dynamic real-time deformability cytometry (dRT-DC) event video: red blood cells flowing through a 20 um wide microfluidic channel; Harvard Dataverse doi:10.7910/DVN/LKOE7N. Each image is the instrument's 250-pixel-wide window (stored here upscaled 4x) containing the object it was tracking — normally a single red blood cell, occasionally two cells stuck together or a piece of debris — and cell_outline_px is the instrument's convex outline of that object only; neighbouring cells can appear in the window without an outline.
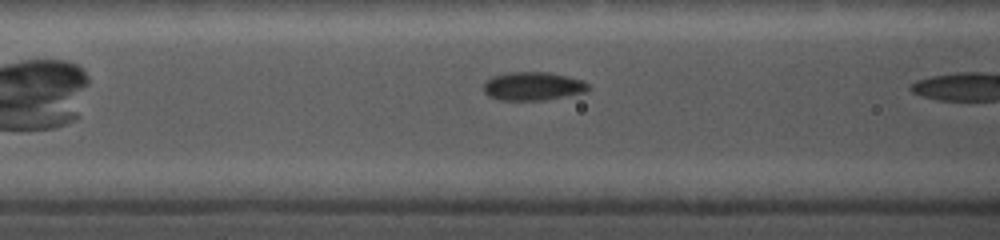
{"species": "common noctule bat (a hibernating species)", "species_latin": "Nyctalus noctula", "temperature_condition": "cold", "stored_images_in_passage": 58, "camera_frame_rate_fps": 5000, "um_per_image_px": 0.085, "animal": {"sex": "female", "body_mass_g": 19.0, "forearm_length_mm": 56.7}, "frame": {"image": 1, "passage_image": 13, "time_ms": 2.0, "image_size_px": [1000, 240], "cell_outline_px": [[592, 88], [584, 92], [544, 100], [500, 100], [488, 96], [484, 92], [484, 80], [492, 76], [508, 72], [548, 72], [568, 76], [580, 80], [588, 84]], "centroid_in_image_um": [45.26, 7.32], "position_along_channel_um": 121.3, "area_um2": 17.4}}
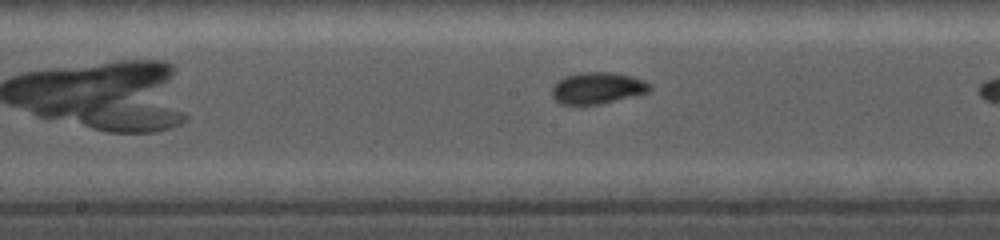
{"frame": {"image": 2, "passage_image": 25, "time_ms": 4.0, "image_size_px": [1000, 240], "cell_outline_px": [[652, 88], [648, 92], [600, 104], [560, 104], [552, 96], [552, 88], [564, 76], [580, 72], [612, 72], [632, 76], [644, 80], [652, 84]], "centroid_in_image_um": [50.81, 7.47], "position_along_channel_um": 197.4, "area_um2": 17.92}}
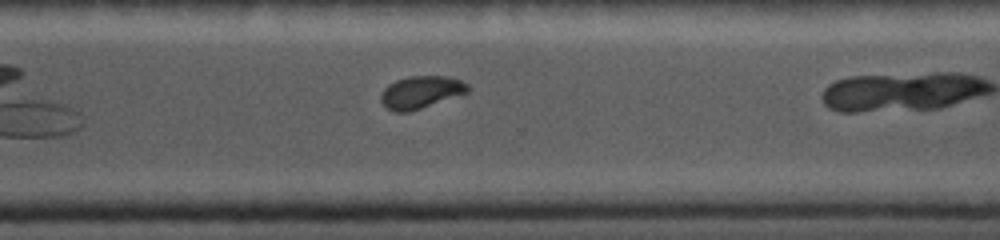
{"frame": {"image": 3, "passage_image": 48, "time_ms": 7.6, "image_size_px": [1000, 240], "cell_outline_px": [[472, 88], [468, 92], [408, 112], [396, 112], [388, 108], [380, 100], [380, 92], [388, 84], [396, 80], [408, 76], [448, 76], [460, 80], [468, 84]], "centroid_in_image_um": [35.77, 7.81], "position_along_channel_um": 334.8, "area_um2": 16.36}}